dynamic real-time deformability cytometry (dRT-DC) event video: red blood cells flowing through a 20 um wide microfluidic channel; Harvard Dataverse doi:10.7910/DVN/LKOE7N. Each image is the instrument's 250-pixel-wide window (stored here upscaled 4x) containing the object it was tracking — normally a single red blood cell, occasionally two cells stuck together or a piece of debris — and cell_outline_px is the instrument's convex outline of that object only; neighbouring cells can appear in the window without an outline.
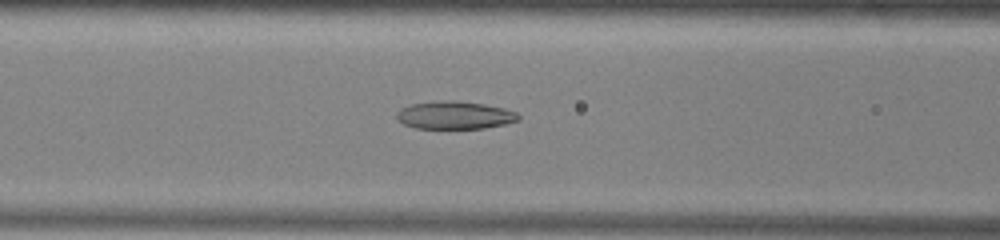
{"species": "common noctule bat (a hibernating species)", "species_latin": "Nyctalus noctula", "temperature_condition": "warm", "stored_images_in_passage": 38, "camera_frame_rate_fps": 3000, "um_per_image_px": 0.085, "animal": {"sex": "male", "body_mass_g": 13.0, "forearm_length_mm": 53.1}, "frame": {"image": 1, "passage_image": 16, "time_ms": 5.0, "image_size_px": [1000, 240], "cell_outline_px": [[520, 120], [504, 124], [484, 128], [416, 128], [404, 124], [396, 116], [396, 112], [400, 108], [412, 104], [440, 100], [452, 100], [484, 104], [504, 108], [516, 112], [520, 116]], "centroid_in_image_um": [38.66, 9.78], "position_along_channel_um": 127.9, "area_um2": 19.65}}
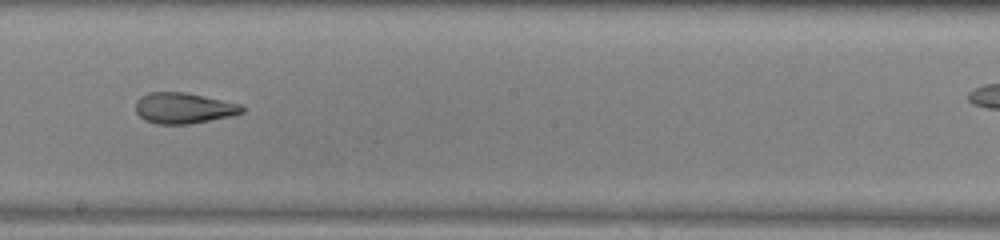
{"frame": {"image": 2, "passage_image": 24, "time_ms": 7.667, "image_size_px": [1000, 240], "cell_outline_px": [[244, 112], [232, 116], [188, 124], [156, 124], [144, 120], [136, 112], [136, 100], [140, 96], [148, 92], [184, 92], [204, 96], [240, 104], [244, 108]], "centroid_in_image_um": [15.58, 9.19], "position_along_channel_um": 232.6, "area_um2": 19.13}}
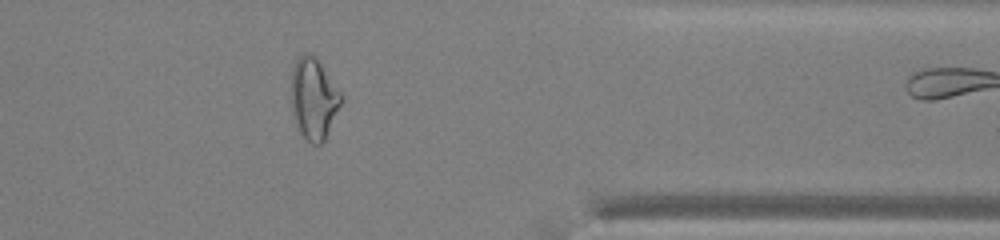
{"frame": {"image": 3, "passage_image": 37, "time_ms": 12.0, "image_size_px": [1000, 240], "cell_outline_px": [[344, 100], [324, 140], [320, 144], [312, 144], [300, 132], [296, 124], [292, 112], [292, 68], [296, 60], [304, 52], [312, 52], [316, 56], [344, 96]], "centroid_in_image_um": [26.69, 8.34], "position_along_channel_um": 384.7, "area_um2": 23.81}}